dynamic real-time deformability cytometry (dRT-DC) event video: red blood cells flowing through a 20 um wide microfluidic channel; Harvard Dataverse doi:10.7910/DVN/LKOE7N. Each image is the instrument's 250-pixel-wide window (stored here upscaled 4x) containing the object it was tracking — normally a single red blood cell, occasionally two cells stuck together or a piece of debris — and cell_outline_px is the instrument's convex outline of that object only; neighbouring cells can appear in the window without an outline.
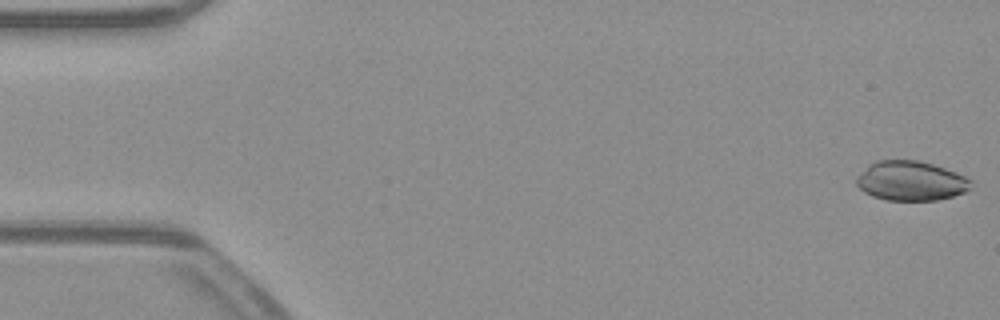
{"species": "common noctule bat (a hibernating species)", "species_latin": "Nyctalus noctula", "temperature_condition": "warm", "stored_images_in_passage": 53, "camera_frame_rate_fps": 3000, "um_per_image_px": 0.085, "animal": {"sex": "male", "body_mass_g": 23.1, "forearm_length_mm": 52.7}, "frame": {"image": 1, "passage_image": 1, "time_ms": 0.0, "image_size_px": [1000, 320], "cell_outline_px": [[972, 180], [968, 188], [964, 192], [952, 196], [936, 200], [884, 200], [872, 196], [864, 192], [856, 184], [856, 176], [868, 164], [876, 160], [916, 160], [932, 164], [956, 172]], "centroid_in_image_um": [77.36, 15.37], "position_along_channel_um": 7.6, "area_um2": 26.36}}
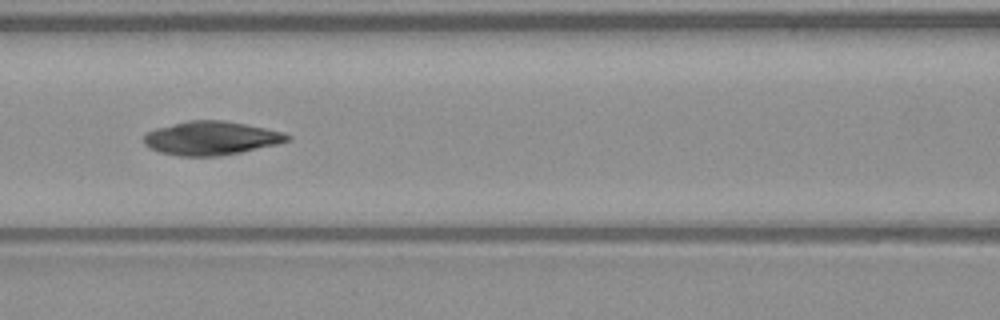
{"frame": {"image": 2, "passage_image": 23, "time_ms": 7.333, "image_size_px": [1000, 320], "cell_outline_px": [[292, 140], [276, 144], [240, 152], [220, 156], [180, 156], [160, 152], [148, 148], [144, 144], [144, 136], [148, 132], [156, 128], [188, 120], [224, 120], [284, 132], [292, 136]], "centroid_in_image_um": [17.94, 11.74], "position_along_channel_um": 148.7, "area_um2": 28.09}}
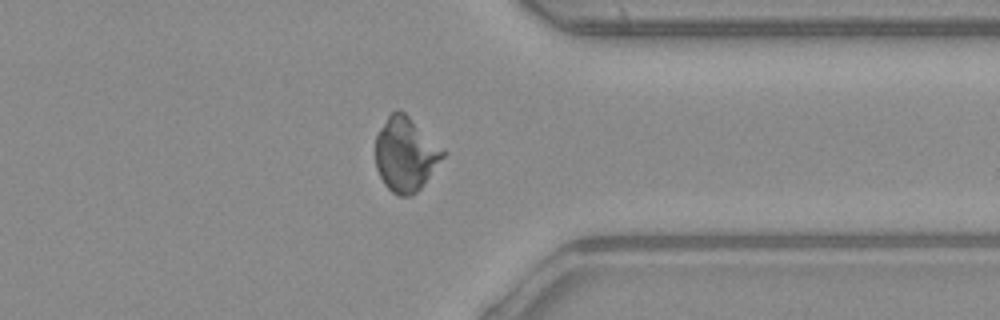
{"frame": {"image": 3, "passage_image": 41, "time_ms": 13.333, "image_size_px": [1000, 320], "cell_outline_px": [[448, 152], [420, 188], [412, 196], [400, 196], [392, 192], [384, 184], [376, 168], [376, 136], [380, 128], [388, 116], [396, 108], [404, 112]], "centroid_in_image_um": [34.48, 13.11], "position_along_channel_um": 376.9, "area_um2": 29.07}, "authors_computed_cell_mechanics": {"area_um2": 28.5532, "velocity_mm_per_s": 3.9181, "shape_relaxation_time_tau1_ms": null, "shape_relaxation_time_tau2_ms": 1.6421, "deformation_change_tau1": null, "deformation_change_tau2": 0.0362}}